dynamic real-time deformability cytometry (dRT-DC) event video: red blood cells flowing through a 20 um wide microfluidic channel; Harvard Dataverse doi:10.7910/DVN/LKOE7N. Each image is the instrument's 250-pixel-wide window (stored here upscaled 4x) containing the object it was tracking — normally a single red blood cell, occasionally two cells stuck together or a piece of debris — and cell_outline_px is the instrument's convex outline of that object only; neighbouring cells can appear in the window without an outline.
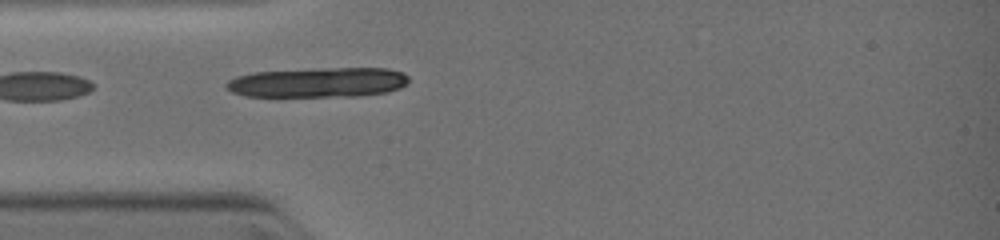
{"species": "common noctule bat (a hibernating species)", "species_latin": "Nyctalus noctula", "temperature_condition": "warm", "stored_images_in_passage": 3, "camera_frame_rate_fps": 3000, "um_per_image_px": 0.085, "animal": {"sex": "female", "body_mass_g": 19.0, "forearm_length_mm": 51.5}, "frame": {"image": 1, "passage_image": 3, "time_ms": 2.0, "image_size_px": [1000, 240], "cell_outline_px": [[408, 84], [400, 88], [388, 92], [360, 96], [244, 96], [232, 92], [224, 84], [228, 80], [236, 76], [256, 72], [324, 68], [388, 68], [404, 72], [408, 76]], "centroid_in_image_um": [27.09, 7.0], "position_along_channel_um": 57.9, "area_um2": 31.85}}